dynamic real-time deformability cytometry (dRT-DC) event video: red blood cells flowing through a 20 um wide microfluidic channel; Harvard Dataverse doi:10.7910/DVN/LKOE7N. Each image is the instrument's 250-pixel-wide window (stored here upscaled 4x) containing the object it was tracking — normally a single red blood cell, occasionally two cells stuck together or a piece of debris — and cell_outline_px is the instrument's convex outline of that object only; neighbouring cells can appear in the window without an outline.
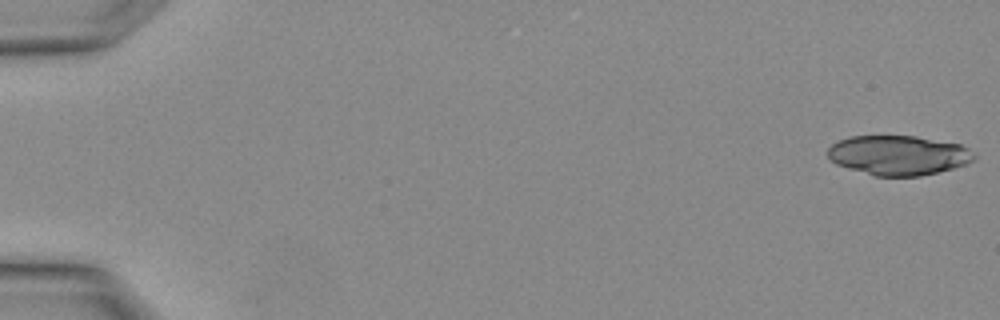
{"species": "Egyptian fruit bat (a non-hibernating species)", "species_latin": "Rousettus aegyptiacus", "temperature_condition": "warm", "stored_images_in_passage": 2, "segment_of_instrument_passage": [2, 2], "camera_frame_rate_fps": 3000, "um_per_image_px": 0.085, "animal": {"sex": "female"}, "frame": {"image": 1, "passage_image": 2, "time_ms": 0.333, "image_size_px": [1000, 320], "cell_outline_px": [[976, 156], [968, 164], [920, 176], [872, 176], [836, 164], [828, 156], [828, 148], [832, 144], [848, 136], [916, 136], [960, 144], [968, 148]], "centroid_in_image_um": [76.35, 13.19], "position_along_channel_um": 8.6, "area_um2": 33.76}}